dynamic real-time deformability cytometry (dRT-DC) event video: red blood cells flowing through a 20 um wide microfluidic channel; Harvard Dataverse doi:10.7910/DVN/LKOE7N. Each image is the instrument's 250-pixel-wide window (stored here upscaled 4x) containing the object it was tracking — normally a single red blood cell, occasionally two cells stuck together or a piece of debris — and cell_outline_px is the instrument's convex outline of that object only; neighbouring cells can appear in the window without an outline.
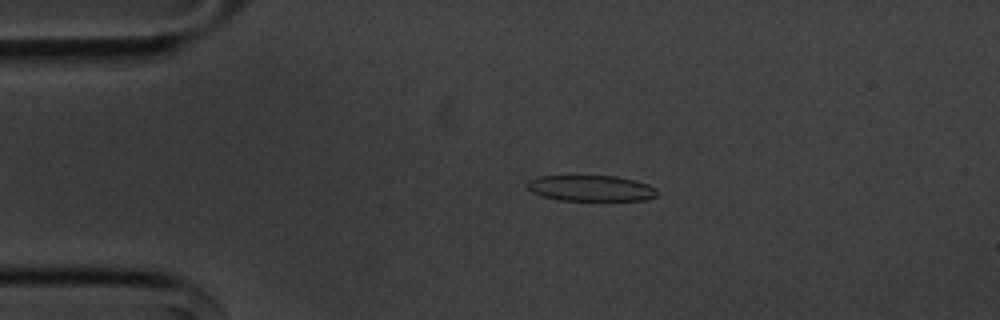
{"species": "common noctule bat (a hibernating species)", "species_latin": "Nyctalus noctula", "temperature_condition": "cold", "stored_images_in_passage": 46, "camera_frame_rate_fps": 3000, "um_per_image_px": 0.085, "animal": {"sex": "male", "body_mass_g": 20.1, "forearm_length_mm": 53.5}, "frame": {"image": 1, "passage_image": 3, "time_ms": 0.667, "image_size_px": [1000, 320], "cell_outline_px": [[656, 196], [644, 200], [556, 200], [532, 192], [524, 184], [528, 180], [540, 176], [616, 176], [636, 180], [648, 184], [656, 188]], "centroid_in_image_um": [50.21, 15.99], "position_along_channel_um": 34.8, "area_um2": 19.59}}
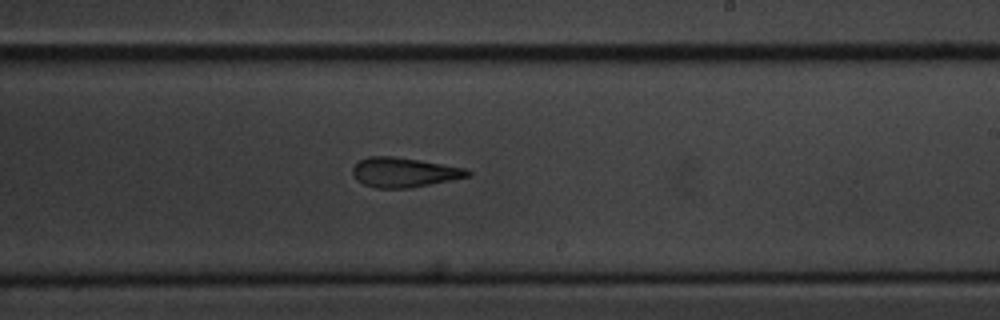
{"frame": {"image": 2, "passage_image": 24, "time_ms": 7.667, "image_size_px": [1000, 320], "cell_outline_px": [[472, 172], [468, 176], [412, 188], [376, 188], [364, 184], [356, 180], [352, 176], [352, 168], [360, 160], [368, 156], [392, 156], [420, 160], [464, 168]], "centroid_in_image_um": [34.29, 14.65], "position_along_channel_um": 254.7, "area_um2": 19.77}}
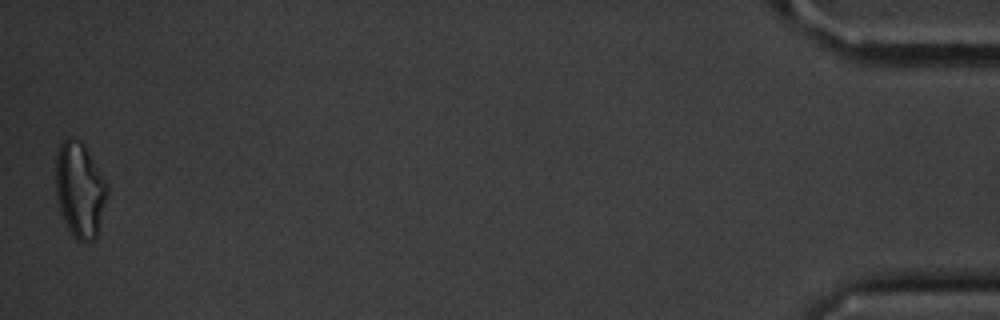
{"frame": {"image": 3, "passage_image": 46, "time_ms": 15.0, "image_size_px": [1000, 320], "cell_outline_px": [[108, 196], [96, 236], [92, 240], [76, 240], [72, 236], [60, 212], [56, 196], [56, 156], [60, 144], [68, 136], [80, 140], [84, 144], [108, 184]], "centroid_in_image_um": [6.78, 16.11], "position_along_channel_um": 428.4, "area_um2": 28.61}, "authors_computed_cell_mechanics": {"area_um2": 21.2126, "velocity_mm_per_s": 3.6357, "shape_relaxation_time_tau1_ms": 7.7691, "shape_relaxation_time_tau2_ms": 3.2806, "deformation_change_tau1": 0.1681, "deformation_change_tau2": 0.1264}}